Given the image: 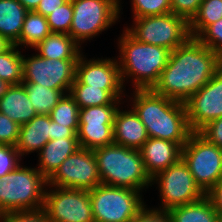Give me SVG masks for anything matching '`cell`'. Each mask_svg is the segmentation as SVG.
<instances>
[{
	"label": "cell",
	"mask_w": 222,
	"mask_h": 222,
	"mask_svg": "<svg viewBox=\"0 0 222 222\" xmlns=\"http://www.w3.org/2000/svg\"><path fill=\"white\" fill-rule=\"evenodd\" d=\"M222 67V59L197 38L190 37L170 52L166 67L151 89L185 103Z\"/></svg>",
	"instance_id": "cell-1"
},
{
	"label": "cell",
	"mask_w": 222,
	"mask_h": 222,
	"mask_svg": "<svg viewBox=\"0 0 222 222\" xmlns=\"http://www.w3.org/2000/svg\"><path fill=\"white\" fill-rule=\"evenodd\" d=\"M134 92L133 110L144 124L149 138L168 140L183 147L193 133L185 103L158 95L151 89Z\"/></svg>",
	"instance_id": "cell-2"
},
{
	"label": "cell",
	"mask_w": 222,
	"mask_h": 222,
	"mask_svg": "<svg viewBox=\"0 0 222 222\" xmlns=\"http://www.w3.org/2000/svg\"><path fill=\"white\" fill-rule=\"evenodd\" d=\"M119 44L122 82H125L126 76H132L135 90L152 89L166 67L171 51L162 46L140 42L126 29Z\"/></svg>",
	"instance_id": "cell-3"
},
{
	"label": "cell",
	"mask_w": 222,
	"mask_h": 222,
	"mask_svg": "<svg viewBox=\"0 0 222 222\" xmlns=\"http://www.w3.org/2000/svg\"><path fill=\"white\" fill-rule=\"evenodd\" d=\"M93 152L101 184L140 191L152 183L139 150L113 143Z\"/></svg>",
	"instance_id": "cell-4"
},
{
	"label": "cell",
	"mask_w": 222,
	"mask_h": 222,
	"mask_svg": "<svg viewBox=\"0 0 222 222\" xmlns=\"http://www.w3.org/2000/svg\"><path fill=\"white\" fill-rule=\"evenodd\" d=\"M46 185L47 179L38 169L18 165L0 177V214L42 208Z\"/></svg>",
	"instance_id": "cell-5"
},
{
	"label": "cell",
	"mask_w": 222,
	"mask_h": 222,
	"mask_svg": "<svg viewBox=\"0 0 222 222\" xmlns=\"http://www.w3.org/2000/svg\"><path fill=\"white\" fill-rule=\"evenodd\" d=\"M139 192L104 184L89 190L94 222H130L144 206Z\"/></svg>",
	"instance_id": "cell-6"
},
{
	"label": "cell",
	"mask_w": 222,
	"mask_h": 222,
	"mask_svg": "<svg viewBox=\"0 0 222 222\" xmlns=\"http://www.w3.org/2000/svg\"><path fill=\"white\" fill-rule=\"evenodd\" d=\"M135 27L126 30L138 41L158 45L173 51L190 37L189 22L183 17L166 13L140 17L134 20Z\"/></svg>",
	"instance_id": "cell-7"
},
{
	"label": "cell",
	"mask_w": 222,
	"mask_h": 222,
	"mask_svg": "<svg viewBox=\"0 0 222 222\" xmlns=\"http://www.w3.org/2000/svg\"><path fill=\"white\" fill-rule=\"evenodd\" d=\"M182 159L206 194L222 177V148L193 132L182 147Z\"/></svg>",
	"instance_id": "cell-8"
},
{
	"label": "cell",
	"mask_w": 222,
	"mask_h": 222,
	"mask_svg": "<svg viewBox=\"0 0 222 222\" xmlns=\"http://www.w3.org/2000/svg\"><path fill=\"white\" fill-rule=\"evenodd\" d=\"M73 7L69 35L80 46V41L106 30L119 18V0H71Z\"/></svg>",
	"instance_id": "cell-9"
},
{
	"label": "cell",
	"mask_w": 222,
	"mask_h": 222,
	"mask_svg": "<svg viewBox=\"0 0 222 222\" xmlns=\"http://www.w3.org/2000/svg\"><path fill=\"white\" fill-rule=\"evenodd\" d=\"M151 180L159 181L164 210L196 202L206 195L195 182L188 165L182 158L166 170L157 173Z\"/></svg>",
	"instance_id": "cell-10"
},
{
	"label": "cell",
	"mask_w": 222,
	"mask_h": 222,
	"mask_svg": "<svg viewBox=\"0 0 222 222\" xmlns=\"http://www.w3.org/2000/svg\"><path fill=\"white\" fill-rule=\"evenodd\" d=\"M52 187L91 190L101 184L93 150L80 148L66 158L47 179Z\"/></svg>",
	"instance_id": "cell-11"
},
{
	"label": "cell",
	"mask_w": 222,
	"mask_h": 222,
	"mask_svg": "<svg viewBox=\"0 0 222 222\" xmlns=\"http://www.w3.org/2000/svg\"><path fill=\"white\" fill-rule=\"evenodd\" d=\"M78 60L46 59L38 54L22 59L23 82L70 92Z\"/></svg>",
	"instance_id": "cell-12"
},
{
	"label": "cell",
	"mask_w": 222,
	"mask_h": 222,
	"mask_svg": "<svg viewBox=\"0 0 222 222\" xmlns=\"http://www.w3.org/2000/svg\"><path fill=\"white\" fill-rule=\"evenodd\" d=\"M55 188L45 192L43 206L51 222H94L89 190Z\"/></svg>",
	"instance_id": "cell-13"
},
{
	"label": "cell",
	"mask_w": 222,
	"mask_h": 222,
	"mask_svg": "<svg viewBox=\"0 0 222 222\" xmlns=\"http://www.w3.org/2000/svg\"><path fill=\"white\" fill-rule=\"evenodd\" d=\"M116 106L108 104L80 109L77 137L81 148L94 150L114 143Z\"/></svg>",
	"instance_id": "cell-14"
},
{
	"label": "cell",
	"mask_w": 222,
	"mask_h": 222,
	"mask_svg": "<svg viewBox=\"0 0 222 222\" xmlns=\"http://www.w3.org/2000/svg\"><path fill=\"white\" fill-rule=\"evenodd\" d=\"M185 106L193 132L222 117V67L185 102Z\"/></svg>",
	"instance_id": "cell-15"
},
{
	"label": "cell",
	"mask_w": 222,
	"mask_h": 222,
	"mask_svg": "<svg viewBox=\"0 0 222 222\" xmlns=\"http://www.w3.org/2000/svg\"><path fill=\"white\" fill-rule=\"evenodd\" d=\"M79 56L73 84H85L103 90H122L119 63L112 59L89 60Z\"/></svg>",
	"instance_id": "cell-16"
},
{
	"label": "cell",
	"mask_w": 222,
	"mask_h": 222,
	"mask_svg": "<svg viewBox=\"0 0 222 222\" xmlns=\"http://www.w3.org/2000/svg\"><path fill=\"white\" fill-rule=\"evenodd\" d=\"M139 151L150 178L182 158V147L178 143L160 138H149Z\"/></svg>",
	"instance_id": "cell-17"
},
{
	"label": "cell",
	"mask_w": 222,
	"mask_h": 222,
	"mask_svg": "<svg viewBox=\"0 0 222 222\" xmlns=\"http://www.w3.org/2000/svg\"><path fill=\"white\" fill-rule=\"evenodd\" d=\"M114 143L131 149L139 150L149 139L144 124L133 109L120 111L117 109L114 123Z\"/></svg>",
	"instance_id": "cell-18"
},
{
	"label": "cell",
	"mask_w": 222,
	"mask_h": 222,
	"mask_svg": "<svg viewBox=\"0 0 222 222\" xmlns=\"http://www.w3.org/2000/svg\"><path fill=\"white\" fill-rule=\"evenodd\" d=\"M51 140V118L49 115H36L29 122L20 125L18 141L15 145L19 155L39 150ZM23 154V155H22Z\"/></svg>",
	"instance_id": "cell-19"
},
{
	"label": "cell",
	"mask_w": 222,
	"mask_h": 222,
	"mask_svg": "<svg viewBox=\"0 0 222 222\" xmlns=\"http://www.w3.org/2000/svg\"><path fill=\"white\" fill-rule=\"evenodd\" d=\"M0 112L23 125L37 115L23 85H10L0 98Z\"/></svg>",
	"instance_id": "cell-20"
},
{
	"label": "cell",
	"mask_w": 222,
	"mask_h": 222,
	"mask_svg": "<svg viewBox=\"0 0 222 222\" xmlns=\"http://www.w3.org/2000/svg\"><path fill=\"white\" fill-rule=\"evenodd\" d=\"M78 138H63L48 141L39 153L40 173L48 179L71 154L80 149Z\"/></svg>",
	"instance_id": "cell-21"
},
{
	"label": "cell",
	"mask_w": 222,
	"mask_h": 222,
	"mask_svg": "<svg viewBox=\"0 0 222 222\" xmlns=\"http://www.w3.org/2000/svg\"><path fill=\"white\" fill-rule=\"evenodd\" d=\"M27 9L18 0H0V35L19 46Z\"/></svg>",
	"instance_id": "cell-22"
},
{
	"label": "cell",
	"mask_w": 222,
	"mask_h": 222,
	"mask_svg": "<svg viewBox=\"0 0 222 222\" xmlns=\"http://www.w3.org/2000/svg\"><path fill=\"white\" fill-rule=\"evenodd\" d=\"M39 56L46 59L78 60L82 55L78 44L69 34L51 33L35 46Z\"/></svg>",
	"instance_id": "cell-23"
},
{
	"label": "cell",
	"mask_w": 222,
	"mask_h": 222,
	"mask_svg": "<svg viewBox=\"0 0 222 222\" xmlns=\"http://www.w3.org/2000/svg\"><path fill=\"white\" fill-rule=\"evenodd\" d=\"M122 93L123 90H103L85 84H72L69 92L80 109L90 106L119 104Z\"/></svg>",
	"instance_id": "cell-24"
},
{
	"label": "cell",
	"mask_w": 222,
	"mask_h": 222,
	"mask_svg": "<svg viewBox=\"0 0 222 222\" xmlns=\"http://www.w3.org/2000/svg\"><path fill=\"white\" fill-rule=\"evenodd\" d=\"M168 211L172 222H217L219 217L206 195L196 202L177 206Z\"/></svg>",
	"instance_id": "cell-25"
},
{
	"label": "cell",
	"mask_w": 222,
	"mask_h": 222,
	"mask_svg": "<svg viewBox=\"0 0 222 222\" xmlns=\"http://www.w3.org/2000/svg\"><path fill=\"white\" fill-rule=\"evenodd\" d=\"M51 33L45 16L35 11H28L19 37V45L34 48Z\"/></svg>",
	"instance_id": "cell-26"
},
{
	"label": "cell",
	"mask_w": 222,
	"mask_h": 222,
	"mask_svg": "<svg viewBox=\"0 0 222 222\" xmlns=\"http://www.w3.org/2000/svg\"><path fill=\"white\" fill-rule=\"evenodd\" d=\"M37 115H49L66 92L37 83H23Z\"/></svg>",
	"instance_id": "cell-27"
},
{
	"label": "cell",
	"mask_w": 222,
	"mask_h": 222,
	"mask_svg": "<svg viewBox=\"0 0 222 222\" xmlns=\"http://www.w3.org/2000/svg\"><path fill=\"white\" fill-rule=\"evenodd\" d=\"M222 19V0H202L198 12L189 22L191 37L196 38L207 26Z\"/></svg>",
	"instance_id": "cell-28"
},
{
	"label": "cell",
	"mask_w": 222,
	"mask_h": 222,
	"mask_svg": "<svg viewBox=\"0 0 222 222\" xmlns=\"http://www.w3.org/2000/svg\"><path fill=\"white\" fill-rule=\"evenodd\" d=\"M16 48V45H12L8 50L0 54V79L9 85L23 82V55Z\"/></svg>",
	"instance_id": "cell-29"
},
{
	"label": "cell",
	"mask_w": 222,
	"mask_h": 222,
	"mask_svg": "<svg viewBox=\"0 0 222 222\" xmlns=\"http://www.w3.org/2000/svg\"><path fill=\"white\" fill-rule=\"evenodd\" d=\"M79 111L80 108L75 103L74 98L67 93L59 100L58 104L52 109L49 116L52 121L67 125L76 132L79 130Z\"/></svg>",
	"instance_id": "cell-30"
},
{
	"label": "cell",
	"mask_w": 222,
	"mask_h": 222,
	"mask_svg": "<svg viewBox=\"0 0 222 222\" xmlns=\"http://www.w3.org/2000/svg\"><path fill=\"white\" fill-rule=\"evenodd\" d=\"M73 7L72 1L68 0L65 4L46 16L52 33L69 34L72 24Z\"/></svg>",
	"instance_id": "cell-31"
},
{
	"label": "cell",
	"mask_w": 222,
	"mask_h": 222,
	"mask_svg": "<svg viewBox=\"0 0 222 222\" xmlns=\"http://www.w3.org/2000/svg\"><path fill=\"white\" fill-rule=\"evenodd\" d=\"M134 19L171 13V0H132Z\"/></svg>",
	"instance_id": "cell-32"
},
{
	"label": "cell",
	"mask_w": 222,
	"mask_h": 222,
	"mask_svg": "<svg viewBox=\"0 0 222 222\" xmlns=\"http://www.w3.org/2000/svg\"><path fill=\"white\" fill-rule=\"evenodd\" d=\"M196 38L222 59V19L207 26Z\"/></svg>",
	"instance_id": "cell-33"
},
{
	"label": "cell",
	"mask_w": 222,
	"mask_h": 222,
	"mask_svg": "<svg viewBox=\"0 0 222 222\" xmlns=\"http://www.w3.org/2000/svg\"><path fill=\"white\" fill-rule=\"evenodd\" d=\"M2 222H51L44 208L36 210L10 211L0 214Z\"/></svg>",
	"instance_id": "cell-34"
},
{
	"label": "cell",
	"mask_w": 222,
	"mask_h": 222,
	"mask_svg": "<svg viewBox=\"0 0 222 222\" xmlns=\"http://www.w3.org/2000/svg\"><path fill=\"white\" fill-rule=\"evenodd\" d=\"M20 125L0 112V144L15 146L19 137Z\"/></svg>",
	"instance_id": "cell-35"
},
{
	"label": "cell",
	"mask_w": 222,
	"mask_h": 222,
	"mask_svg": "<svg viewBox=\"0 0 222 222\" xmlns=\"http://www.w3.org/2000/svg\"><path fill=\"white\" fill-rule=\"evenodd\" d=\"M20 155L15 146L0 144V177L10 173L19 165Z\"/></svg>",
	"instance_id": "cell-36"
},
{
	"label": "cell",
	"mask_w": 222,
	"mask_h": 222,
	"mask_svg": "<svg viewBox=\"0 0 222 222\" xmlns=\"http://www.w3.org/2000/svg\"><path fill=\"white\" fill-rule=\"evenodd\" d=\"M201 2L202 0H171V12L190 22L198 12Z\"/></svg>",
	"instance_id": "cell-37"
},
{
	"label": "cell",
	"mask_w": 222,
	"mask_h": 222,
	"mask_svg": "<svg viewBox=\"0 0 222 222\" xmlns=\"http://www.w3.org/2000/svg\"><path fill=\"white\" fill-rule=\"evenodd\" d=\"M198 133L211 144L222 148V117L210 121Z\"/></svg>",
	"instance_id": "cell-38"
},
{
	"label": "cell",
	"mask_w": 222,
	"mask_h": 222,
	"mask_svg": "<svg viewBox=\"0 0 222 222\" xmlns=\"http://www.w3.org/2000/svg\"><path fill=\"white\" fill-rule=\"evenodd\" d=\"M130 222H172V218L168 210H148L144 205Z\"/></svg>",
	"instance_id": "cell-39"
},
{
	"label": "cell",
	"mask_w": 222,
	"mask_h": 222,
	"mask_svg": "<svg viewBox=\"0 0 222 222\" xmlns=\"http://www.w3.org/2000/svg\"><path fill=\"white\" fill-rule=\"evenodd\" d=\"M206 196L210 199L214 209L217 211L219 216H222V177L206 193Z\"/></svg>",
	"instance_id": "cell-40"
},
{
	"label": "cell",
	"mask_w": 222,
	"mask_h": 222,
	"mask_svg": "<svg viewBox=\"0 0 222 222\" xmlns=\"http://www.w3.org/2000/svg\"><path fill=\"white\" fill-rule=\"evenodd\" d=\"M63 138H78L77 132L67 125H61L51 120V140Z\"/></svg>",
	"instance_id": "cell-41"
},
{
	"label": "cell",
	"mask_w": 222,
	"mask_h": 222,
	"mask_svg": "<svg viewBox=\"0 0 222 222\" xmlns=\"http://www.w3.org/2000/svg\"><path fill=\"white\" fill-rule=\"evenodd\" d=\"M68 0H42L37 6L35 12L47 16L51 12L55 11L57 7L65 4Z\"/></svg>",
	"instance_id": "cell-42"
},
{
	"label": "cell",
	"mask_w": 222,
	"mask_h": 222,
	"mask_svg": "<svg viewBox=\"0 0 222 222\" xmlns=\"http://www.w3.org/2000/svg\"><path fill=\"white\" fill-rule=\"evenodd\" d=\"M27 11H35L40 1L42 0H18Z\"/></svg>",
	"instance_id": "cell-43"
},
{
	"label": "cell",
	"mask_w": 222,
	"mask_h": 222,
	"mask_svg": "<svg viewBox=\"0 0 222 222\" xmlns=\"http://www.w3.org/2000/svg\"><path fill=\"white\" fill-rule=\"evenodd\" d=\"M12 45L6 38L0 35V54L8 50Z\"/></svg>",
	"instance_id": "cell-44"
},
{
	"label": "cell",
	"mask_w": 222,
	"mask_h": 222,
	"mask_svg": "<svg viewBox=\"0 0 222 222\" xmlns=\"http://www.w3.org/2000/svg\"><path fill=\"white\" fill-rule=\"evenodd\" d=\"M9 86L7 82L0 79V98L5 94Z\"/></svg>",
	"instance_id": "cell-45"
},
{
	"label": "cell",
	"mask_w": 222,
	"mask_h": 222,
	"mask_svg": "<svg viewBox=\"0 0 222 222\" xmlns=\"http://www.w3.org/2000/svg\"><path fill=\"white\" fill-rule=\"evenodd\" d=\"M217 222H222V216H219V217H218Z\"/></svg>",
	"instance_id": "cell-46"
}]
</instances>
